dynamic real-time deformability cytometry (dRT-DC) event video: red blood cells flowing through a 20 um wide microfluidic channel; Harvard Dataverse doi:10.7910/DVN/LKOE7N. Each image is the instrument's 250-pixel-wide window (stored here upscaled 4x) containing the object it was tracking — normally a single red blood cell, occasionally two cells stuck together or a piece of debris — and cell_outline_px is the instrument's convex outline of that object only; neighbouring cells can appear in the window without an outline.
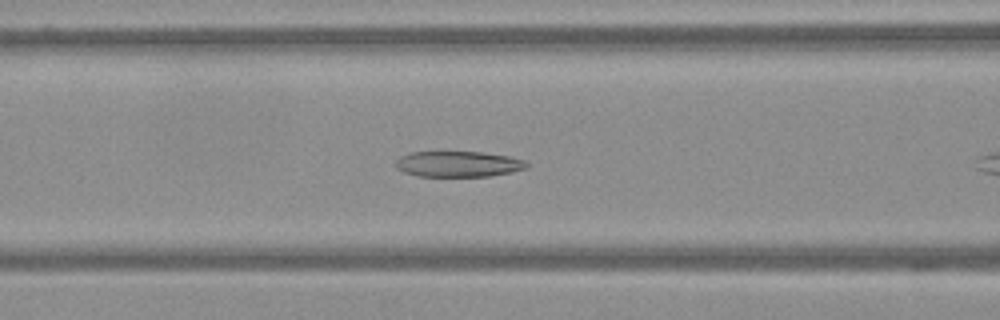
{"species": "Egyptian fruit bat (a non-hibernating species)", "species_latin": "Rousettus aegyptiacus", "temperature_condition": "warm", "stored_images_in_passage": 46, "camera_frame_rate_fps": 3000, "um_per_image_px": 0.085, "frame": {"image": 1, "passage_image": 9, "time_ms": 2.667, "image_size_px": [1000, 320], "cell_outline_px": [[528, 164], [524, 168], [512, 172], [488, 176], [416, 176], [404, 172], [396, 168], [396, 160], [400, 156], [412, 152], [480, 152], [508, 156], [524, 160]], "centroid_in_image_um": [38.91, 13.94], "position_along_channel_um": 127.7, "area_um2": 19.48}}
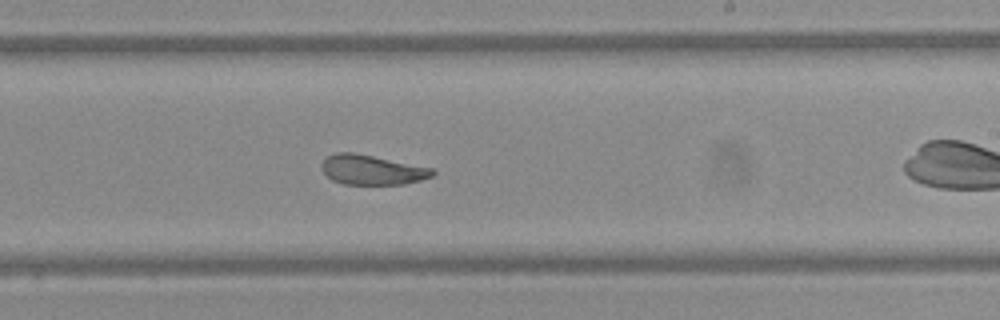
{"frame": {"image": 2, "passage_image": 21, "time_ms": 6.667, "image_size_px": [1000, 320], "cell_outline_px": [[436, 172], [432, 176], [420, 180], [404, 184], [344, 184], [332, 180], [320, 168], [320, 164], [328, 156], [336, 152], [356, 152], [432, 168]], "centroid_in_image_um": [31.6, 14.42], "position_along_channel_um": 257.4, "area_um2": 19.25}}
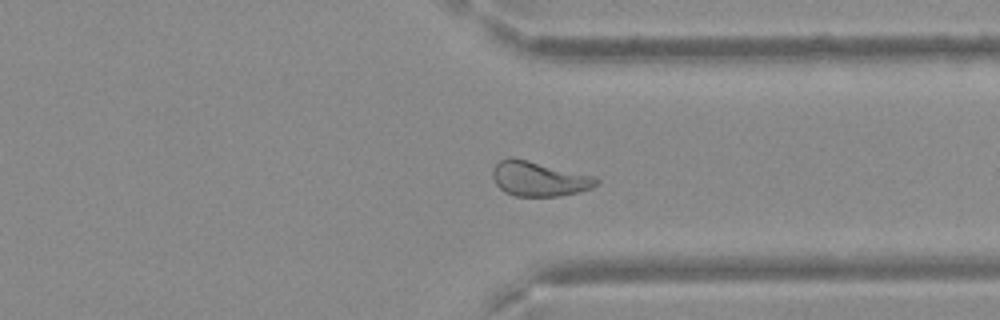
{"frame": {"image": 3, "passage_image": 31, "time_ms": 10.0, "image_size_px": [1000, 320], "cell_outline_px": [[600, 184], [592, 188], [580, 192], [560, 196], [516, 196], [504, 192], [496, 184], [492, 176], [492, 168], [500, 160], [508, 156], [512, 156], [596, 176], [600, 180]], "centroid_in_image_um": [45.84, 15.19], "position_along_channel_um": 365.6, "area_um2": 21.44}}